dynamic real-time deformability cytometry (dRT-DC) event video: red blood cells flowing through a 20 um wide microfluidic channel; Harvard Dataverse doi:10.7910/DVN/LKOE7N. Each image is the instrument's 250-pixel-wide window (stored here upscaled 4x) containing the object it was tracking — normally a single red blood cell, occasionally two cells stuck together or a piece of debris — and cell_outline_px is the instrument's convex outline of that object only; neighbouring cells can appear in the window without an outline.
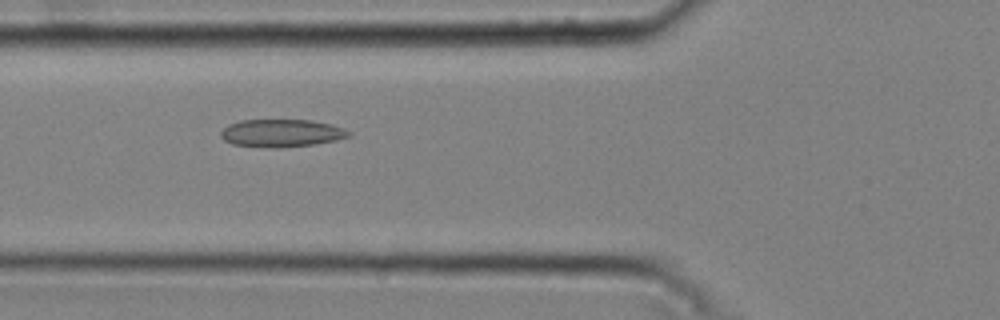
{"species": "common noctule bat (a hibernating species)", "species_latin": "Nyctalus noctula", "temperature_condition": "cold", "stored_images_in_passage": 46, "camera_frame_rate_fps": 3000, "um_per_image_px": 0.085, "animal": {"sex": "male", "body_mass_g": 20.4}, "frame": {"image": 1, "passage_image": 19, "time_ms": 6.0, "image_size_px": [1000, 320], "cell_outline_px": [[352, 132], [348, 136], [336, 140], [312, 144], [232, 144], [224, 140], [220, 136], [220, 132], [228, 124], [240, 120], [312, 120], [332, 124], [344, 128]], "centroid_in_image_um": [23.96, 11.24], "position_along_channel_um": 101.8, "area_um2": 19.42}}
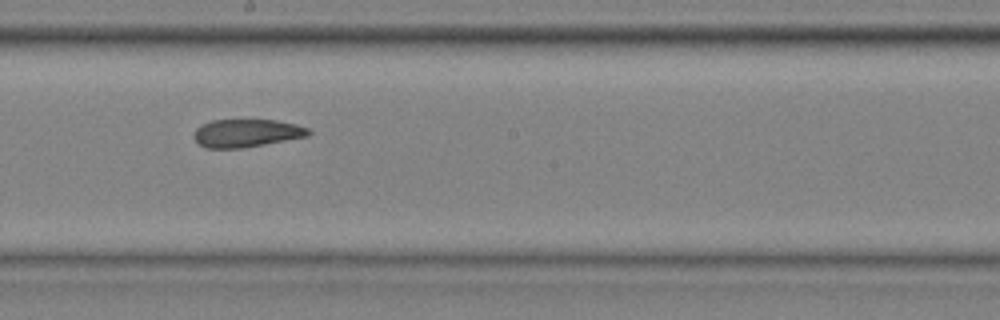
{"frame": {"image": 2, "passage_image": 29, "time_ms": 9.333, "image_size_px": [1000, 320], "cell_outline_px": [[312, 132], [308, 136], [244, 148], [204, 148], [192, 136], [196, 128], [212, 120], [276, 120], [296, 124], [308, 128]], "centroid_in_image_um": [20.96, 11.32], "position_along_channel_um": 227.2, "area_um2": 18.67}}
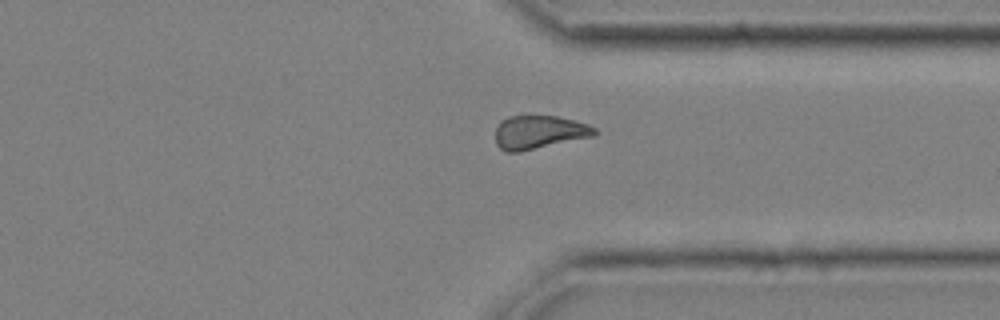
{"frame": {"image": 3, "passage_image": 40, "time_ms": 13.0, "image_size_px": [1000, 320], "cell_outline_px": [[600, 132], [596, 136], [520, 152], [504, 152], [496, 144], [496, 128], [500, 120], [508, 116], [556, 116], [576, 120], [588, 124], [596, 128]], "centroid_in_image_um": [45.86, 11.24], "position_along_channel_um": 365.5, "area_um2": 19.77}, "authors_computed_cell_mechanics": {"area_um2": 20.0277, "velocity_mm_per_s": 3.7613, "shape_relaxation_time_tau1_ms": null, "shape_relaxation_time_tau2_ms": 1.9312, "deformation_change_tau1": null, "deformation_change_tau2": 0.0657}}